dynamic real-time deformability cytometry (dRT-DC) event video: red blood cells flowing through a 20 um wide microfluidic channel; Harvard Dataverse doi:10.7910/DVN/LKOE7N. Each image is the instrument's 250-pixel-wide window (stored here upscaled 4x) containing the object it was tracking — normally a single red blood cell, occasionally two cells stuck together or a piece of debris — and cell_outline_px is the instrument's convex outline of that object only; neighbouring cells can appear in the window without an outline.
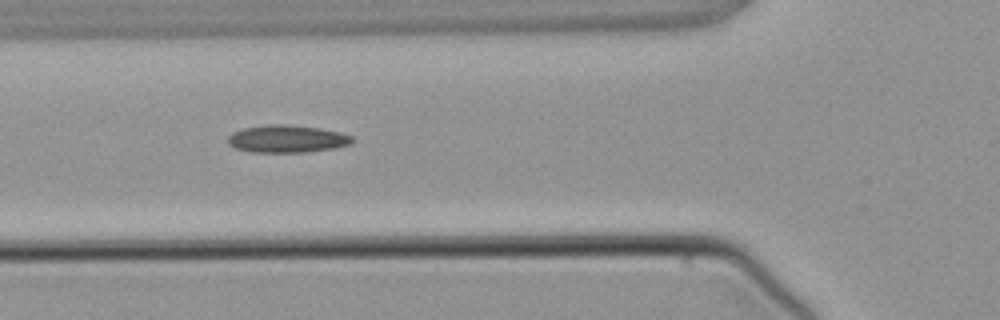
{"species": "common noctule bat (a hibernating species)", "species_latin": "Nyctalus noctula", "temperature_condition": "warm", "stored_images_in_passage": 3, "camera_frame_rate_fps": 3000, "um_per_image_px": 0.085, "animal": {"sex": "male", "body_mass_g": 21.5, "forearm_length_mm": 52.0}, "frame": {"image": 1, "passage_image": 3, "time_ms": 2.667, "image_size_px": [1000, 320], "cell_outline_px": [[352, 144], [336, 148], [304, 152], [252, 152], [236, 148], [228, 144], [228, 136], [232, 132], [244, 128], [268, 124], [284, 124], [320, 128], [340, 132], [352, 136]], "centroid_in_image_um": [24.4, 11.8], "position_along_channel_um": 101.4, "area_um2": 19.94}}